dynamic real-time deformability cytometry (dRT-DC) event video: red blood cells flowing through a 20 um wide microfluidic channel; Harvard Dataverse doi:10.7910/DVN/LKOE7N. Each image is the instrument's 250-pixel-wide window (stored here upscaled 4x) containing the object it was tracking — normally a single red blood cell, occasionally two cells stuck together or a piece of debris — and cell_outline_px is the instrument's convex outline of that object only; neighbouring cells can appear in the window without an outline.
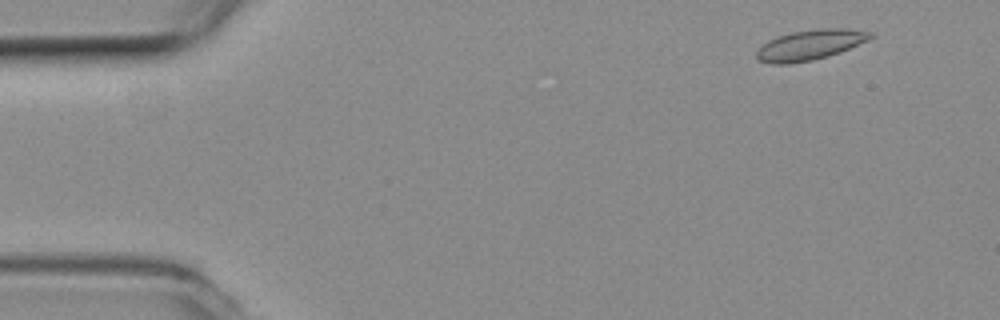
{"species": "common noctule bat (a hibernating species)", "species_latin": "Nyctalus noctula", "temperature_condition": "room temperature", "stored_images_in_passage": 50, "camera_frame_rate_fps": 3000, "um_per_image_px": 0.085, "animal": {"sex": "female", "body_mass_g": 19.3, "forearm_length_mm": 54.1}, "frame": {"image": 1, "passage_image": 1, "time_ms": 0.0, "image_size_px": [1000, 320], "cell_outline_px": [[876, 36], [868, 40], [840, 52], [828, 56], [812, 60], [788, 64], [772, 64], [756, 60], [756, 52], [768, 40], [776, 36], [792, 32], [820, 28], [844, 28], [872, 32]], "centroid_in_image_um": [68.85, 3.81], "position_along_channel_um": 16.1, "area_um2": 20.11}}
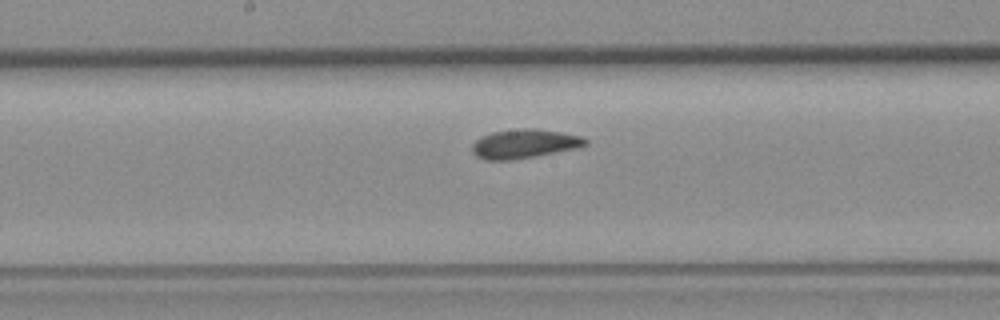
{"frame": {"image": 2, "passage_image": 24, "time_ms": 7.667, "image_size_px": [1000, 320], "cell_outline_px": [[588, 144], [576, 148], [536, 156], [508, 160], [484, 160], [476, 156], [472, 152], [472, 144], [476, 140], [492, 132], [524, 128], [532, 128], [560, 132], [584, 136], [588, 140]], "centroid_in_image_um": [44.58, 12.22], "position_along_channel_um": 203.6, "area_um2": 19.07}}
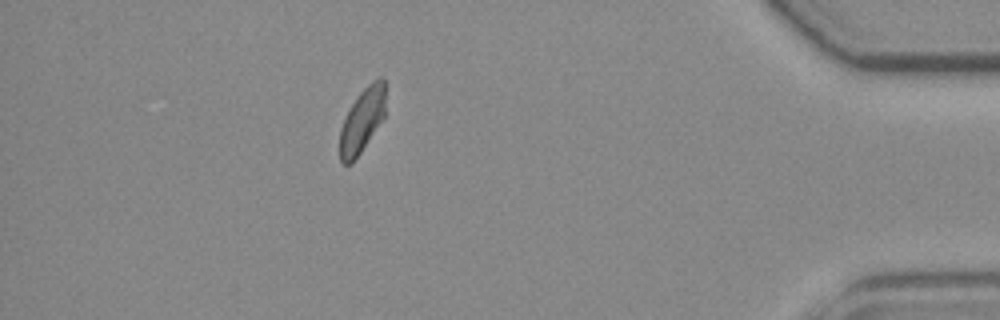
{"frame": {"image": 3, "passage_image": 44, "time_ms": 14.333, "image_size_px": [1000, 320], "cell_outline_px": [[384, 116], [352, 164], [340, 164], [340, 128], [356, 96], [372, 80], [380, 76], [384, 80]], "centroid_in_image_um": [30.76, 10.23], "position_along_channel_um": 404.4, "area_um2": 16.7}, "authors_computed_cell_mechanics": {"area_um2": 18.5538, "velocity_mm_per_s": 3.7875, "shape_relaxation_time_tau1_ms": 9.1428, "shape_relaxation_time_tau2_ms": 0.2379, "deformation_change_tau1": 0.1587, "deformation_change_tau2": 0.0603}}